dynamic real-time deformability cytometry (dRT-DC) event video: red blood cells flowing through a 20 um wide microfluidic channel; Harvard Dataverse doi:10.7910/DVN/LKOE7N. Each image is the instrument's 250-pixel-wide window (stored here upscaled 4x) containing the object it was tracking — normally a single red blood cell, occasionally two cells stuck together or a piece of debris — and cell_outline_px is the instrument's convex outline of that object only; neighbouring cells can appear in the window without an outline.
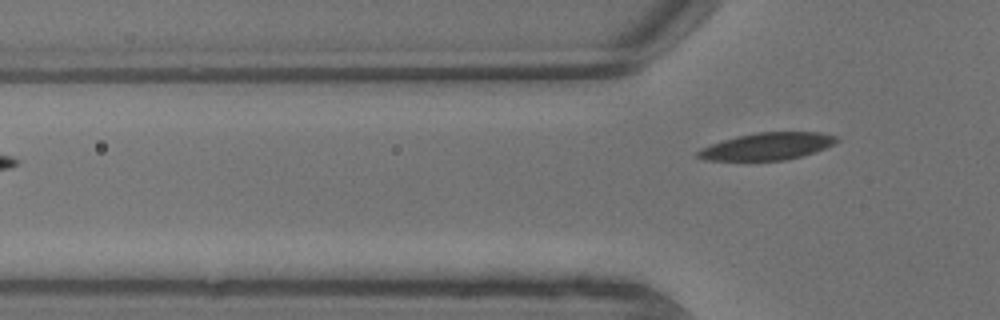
{"species": "common noctule bat (a hibernating species)", "species_latin": "Nyctalus noctula", "temperature_condition": "warm", "stored_images_in_passage": 4, "segment_of_instrument_passage": [2, 2], "camera_frame_rate_fps": 3000, "um_per_image_px": 0.085, "animal": {"sex": "male", "body_mass_g": 13.3}, "frame": {"image": 1, "passage_image": 4, "time_ms": 1.0, "image_size_px": [1000, 320], "cell_outline_px": [[840, 140], [836, 144], [816, 152], [804, 156], [784, 160], [704, 160], [696, 156], [696, 152], [700, 148], [736, 136], [756, 132], [820, 132], [840, 136]], "centroid_in_image_um": [65.29, 12.43], "position_along_channel_um": 60.5, "area_um2": 22.25}}